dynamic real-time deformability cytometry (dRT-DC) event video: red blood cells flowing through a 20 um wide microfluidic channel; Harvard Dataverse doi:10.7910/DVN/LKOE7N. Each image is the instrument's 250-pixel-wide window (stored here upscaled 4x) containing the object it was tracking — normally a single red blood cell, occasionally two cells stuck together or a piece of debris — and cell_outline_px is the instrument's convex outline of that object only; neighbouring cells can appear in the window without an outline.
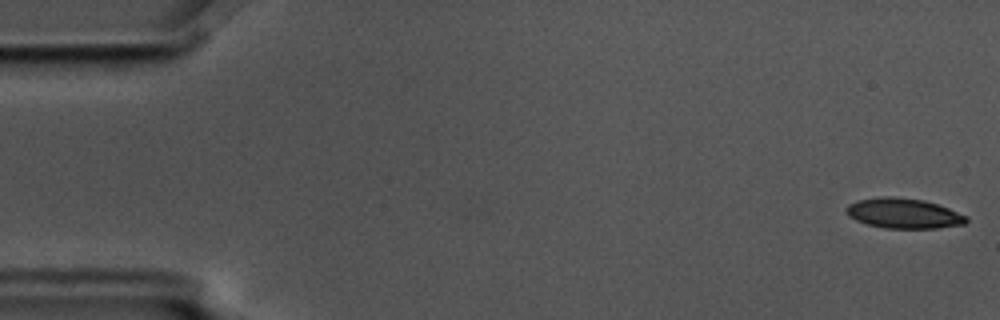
{"species": "common noctule bat (a hibernating species)", "species_latin": "Nyctalus noctula", "temperature_condition": "cold", "stored_images_in_passage": 4, "camera_frame_rate_fps": 3000, "um_per_image_px": 0.085, "animal": {"sex": "male", "body_mass_g": 17.5, "forearm_length_mm": 52.3}, "frame": {"image": 1, "passage_image": 1, "time_ms": 0.0, "image_size_px": [1000, 320], "cell_outline_px": [[968, 220], [964, 224], [936, 228], [884, 228], [868, 224], [856, 220], [848, 216], [844, 212], [844, 208], [848, 204], [856, 200], [880, 196], [892, 196], [924, 200], [948, 208], [968, 216]], "centroid_in_image_um": [76.76, 18.12], "position_along_channel_um": 8.2, "area_um2": 21.21}}